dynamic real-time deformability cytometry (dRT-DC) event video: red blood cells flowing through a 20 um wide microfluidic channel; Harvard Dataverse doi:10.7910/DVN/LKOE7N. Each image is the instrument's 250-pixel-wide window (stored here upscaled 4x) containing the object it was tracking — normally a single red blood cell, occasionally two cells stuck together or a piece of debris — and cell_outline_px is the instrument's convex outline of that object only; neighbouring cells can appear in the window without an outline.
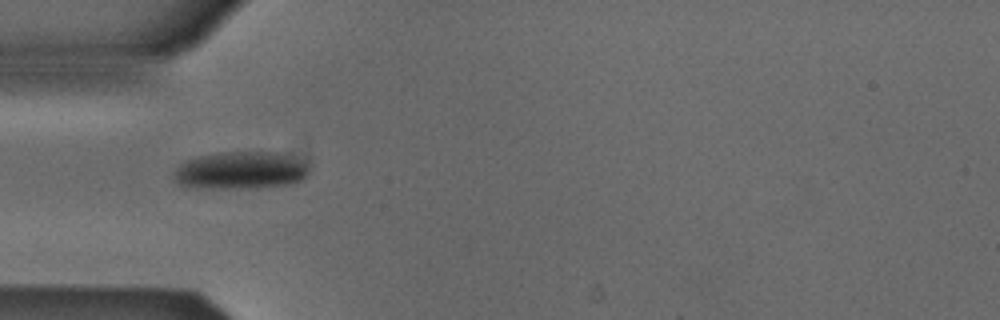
{"species": "Egyptian fruit bat (a non-hibernating species)", "species_latin": "Rousettus aegyptiacus", "temperature_condition": "cold", "stored_images_in_passage": 21, "camera_frame_rate_fps": 3000, "um_per_image_px": 0.085, "animal": {"sex": "male"}, "frame": {"image": 1, "passage_image": 1, "time_ms": 0.0, "image_size_px": [1000, 320], "cell_outline_px": [[308, 172], [300, 180], [292, 184], [248, 188], [196, 188], [180, 184], [172, 180], [176, 168], [180, 164], [188, 160], [200, 156], [220, 152], [276, 152], [304, 160], [308, 164]], "centroid_in_image_um": [20.45, 14.48], "position_along_channel_um": 64.6, "area_um2": 29.59}}
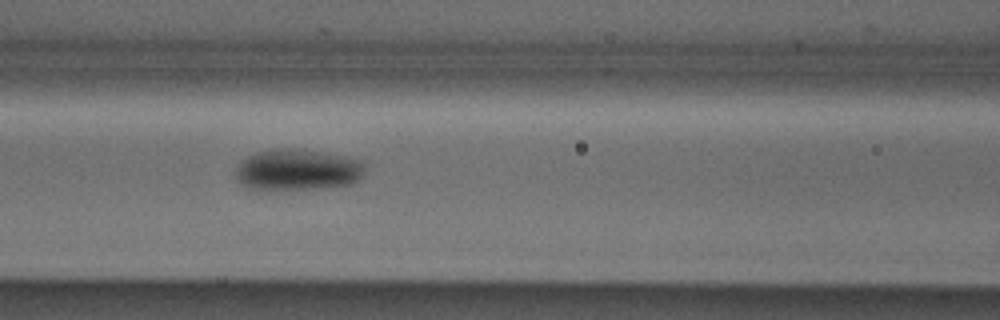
{"frame": {"image": 2, "passage_image": 7, "time_ms": 2.0, "image_size_px": [1000, 320], "cell_outline_px": [[364, 172], [360, 180], [352, 184], [320, 188], [248, 188], [240, 184], [236, 180], [236, 168], [248, 156], [256, 152], [280, 148], [288, 148], [320, 152], [360, 160], [364, 164]], "centroid_in_image_um": [25.3, 14.43], "position_along_channel_um": 141.3, "area_um2": 30.46}}
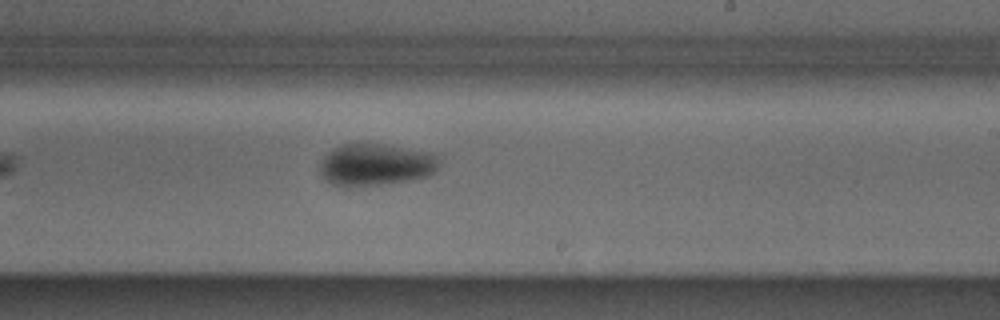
{"frame": {"image": 3, "passage_image": 16, "time_ms": 5.0, "image_size_px": [1000, 320], "cell_outline_px": [[440, 160], [436, 172], [428, 176], [412, 180], [348, 188], [344, 188], [332, 184], [324, 180], [320, 176], [320, 160], [332, 148], [340, 144], [384, 144], [428, 152], [436, 156]], "centroid_in_image_um": [31.88, 14.02], "position_along_channel_um": 257.1, "area_um2": 29.65}}